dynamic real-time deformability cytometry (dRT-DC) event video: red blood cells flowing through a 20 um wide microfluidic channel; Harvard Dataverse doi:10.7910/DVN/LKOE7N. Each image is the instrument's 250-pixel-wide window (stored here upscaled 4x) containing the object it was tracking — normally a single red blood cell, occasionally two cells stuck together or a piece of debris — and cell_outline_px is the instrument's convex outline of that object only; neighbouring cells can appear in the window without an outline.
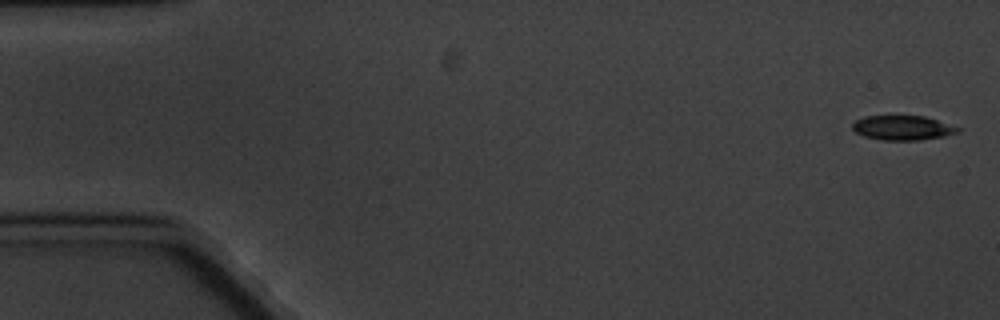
{"species": "common noctule bat (a hibernating species)", "species_latin": "Nyctalus noctula", "temperature_condition": "cold", "stored_images_in_passage": 8, "camera_frame_rate_fps": 3000, "um_per_image_px": 0.085, "animal": {"sex": "male", "body_mass_g": 20.1, "forearm_length_mm": 53.5}, "frame": {"image": 1, "passage_image": 1, "time_ms": 0.0, "image_size_px": [1000, 320], "cell_outline_px": [[960, 132], [944, 136], [920, 140], [884, 140], [864, 136], [856, 132], [852, 128], [852, 124], [856, 120], [864, 116], [924, 116], [960, 128]], "centroid_in_image_um": [76.71, 10.86], "position_along_channel_um": 8.3, "area_um2": 14.91}}
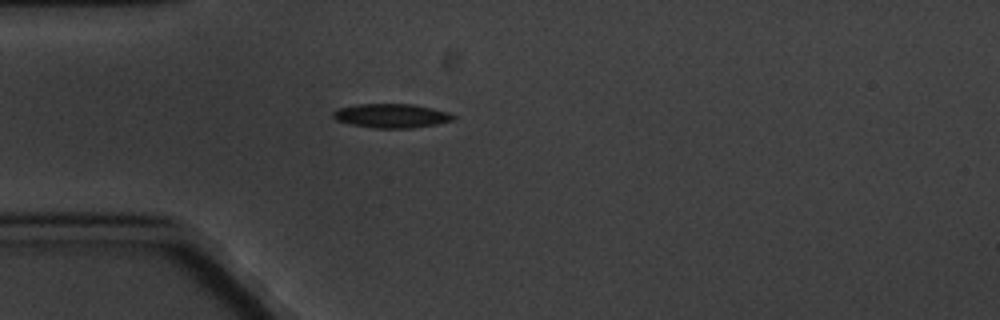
{"frame": {"image": 2, "passage_image": 5, "time_ms": 5.0, "image_size_px": [1000, 320], "cell_outline_px": [[456, 116], [452, 120], [436, 124], [412, 128], [376, 128], [352, 124], [336, 120], [332, 116], [332, 112], [336, 108], [356, 104], [412, 104], [432, 108], [448, 112]], "centroid_in_image_um": [33.24, 9.83], "position_along_channel_um": 51.8, "area_um2": 16.82}}